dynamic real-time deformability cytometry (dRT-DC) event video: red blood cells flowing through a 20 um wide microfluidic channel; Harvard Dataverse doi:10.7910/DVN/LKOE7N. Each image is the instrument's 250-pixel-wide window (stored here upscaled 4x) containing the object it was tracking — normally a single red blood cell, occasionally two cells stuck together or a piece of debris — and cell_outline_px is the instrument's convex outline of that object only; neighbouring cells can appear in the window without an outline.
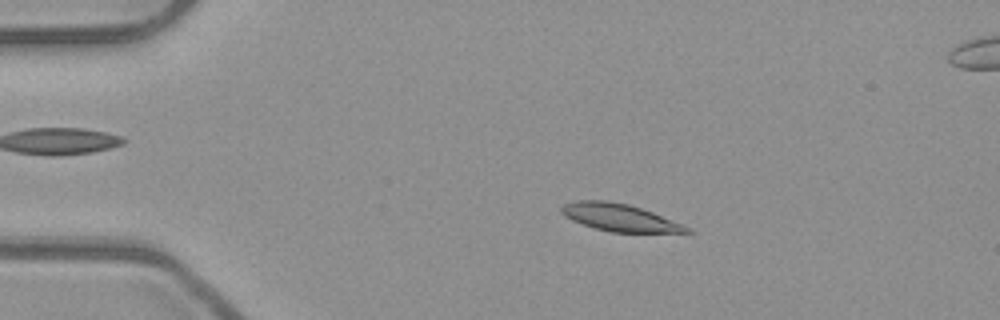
{"species": "common noctule bat (a hibernating species)", "species_latin": "Nyctalus noctula", "temperature_condition": "room temperature", "stored_images_in_passage": 47, "segment_of_instrument_passage": [1, 2], "camera_frame_rate_fps": 3000, "um_per_image_px": 0.085, "animal": {"sex": "male", "body_mass_g": 23.1, "forearm_length_mm": 52.7}, "frame": {"image": 1, "passage_image": 4, "time_ms": 1.0, "image_size_px": [1000, 320], "cell_outline_px": [[696, 232], [612, 232], [596, 228], [572, 220], [564, 216], [560, 212], [560, 208], [564, 204], [572, 200], [604, 200], [628, 204], [652, 212], [692, 228]], "centroid_in_image_um": [52.64, 18.48], "position_along_channel_um": 32.4, "area_um2": 19.83}}
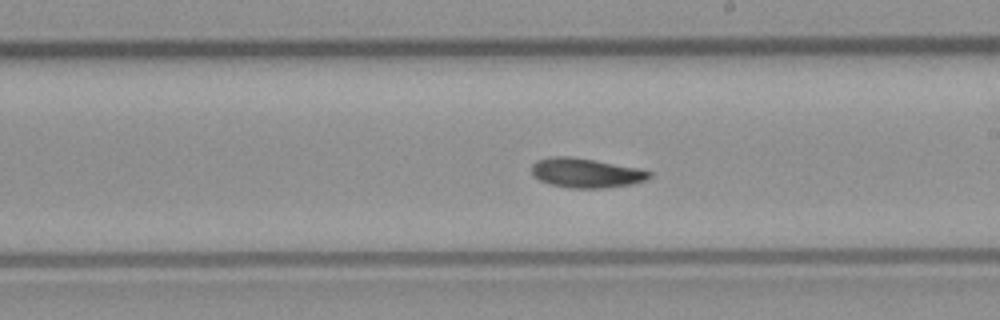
{"frame": {"image": 2, "passage_image": 24, "time_ms": 7.667, "image_size_px": [1000, 320], "cell_outline_px": [[652, 176], [644, 180], [632, 184], [608, 188], [568, 188], [552, 184], [540, 180], [532, 176], [532, 164], [536, 160], [556, 156], [568, 156], [592, 160], [636, 168], [652, 172]], "centroid_in_image_um": [49.78, 14.71], "position_along_channel_um": 239.2, "area_um2": 20.0}}
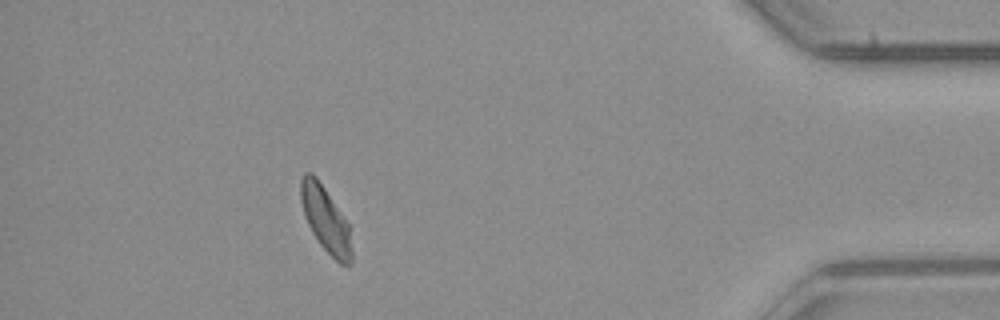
{"frame": {"image": 3, "passage_image": 41, "time_ms": 13.333, "image_size_px": [1000, 320], "cell_outline_px": [[352, 264], [340, 264], [320, 244], [312, 232], [308, 224], [300, 200], [300, 180], [304, 172], [312, 172], [316, 176], [344, 216], [348, 224], [352, 248]], "centroid_in_image_um": [27.67, 18.62], "position_along_channel_um": 407.5, "area_um2": 19.31}}